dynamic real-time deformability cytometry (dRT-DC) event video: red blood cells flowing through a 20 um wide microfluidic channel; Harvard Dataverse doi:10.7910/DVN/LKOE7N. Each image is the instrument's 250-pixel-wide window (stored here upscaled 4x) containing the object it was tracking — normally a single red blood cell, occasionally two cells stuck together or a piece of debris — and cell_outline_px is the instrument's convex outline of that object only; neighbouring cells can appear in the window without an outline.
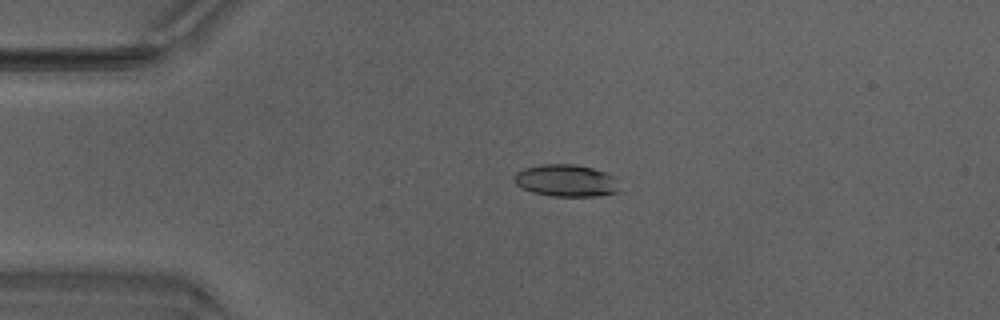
{"species": "Egyptian fruit bat (a non-hibernating species)", "species_latin": "Rousettus aegyptiacus", "temperature_condition": "warm", "stored_images_in_passage": 45, "camera_frame_rate_fps": 3000, "um_per_image_px": 0.085, "animal": {"sex": "male"}, "frame": {"image": 1, "passage_image": 10, "time_ms": 3.0, "image_size_px": [1000, 320], "cell_outline_px": [[620, 192], [596, 196], [552, 196], [532, 192], [516, 184], [512, 180], [512, 176], [516, 172], [524, 168], [540, 164], [576, 164], [592, 168], [616, 176], [620, 188]], "centroid_in_image_um": [48.13, 15.34], "position_along_channel_um": 36.9, "area_um2": 20.0}}
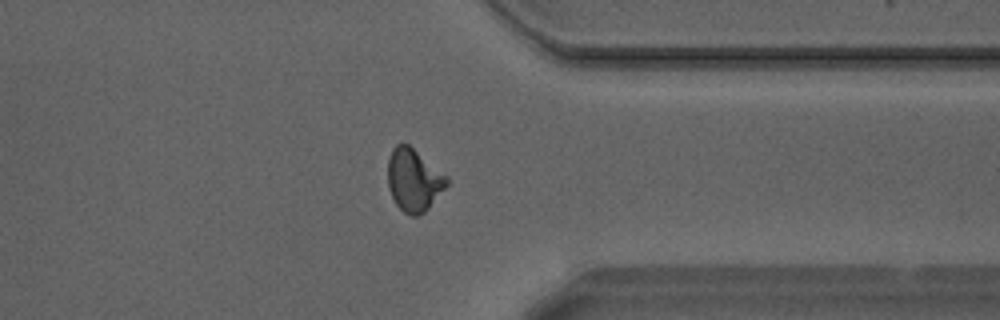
{"frame": {"image": 2, "passage_image": 37, "time_ms": 12.0, "image_size_px": [1000, 320], "cell_outline_px": [[448, 184], [428, 208], [424, 212], [416, 216], [412, 216], [404, 212], [396, 204], [388, 188], [388, 160], [392, 148], [396, 144], [408, 144], [448, 176]], "centroid_in_image_um": [35.16, 15.29], "position_along_channel_um": 376.2, "area_um2": 21.33}}
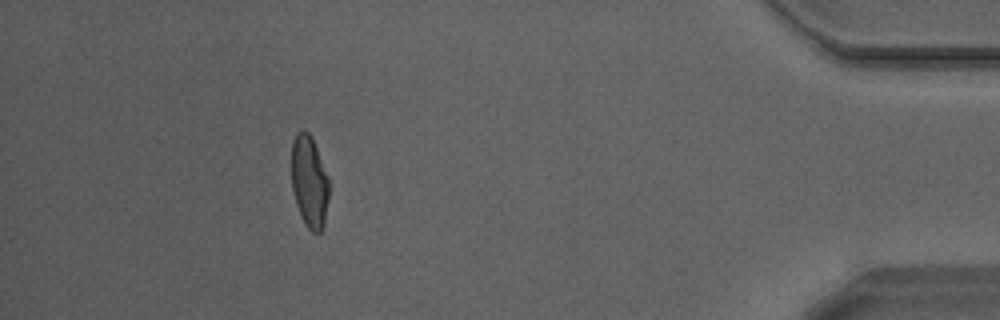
{"frame": {"image": 3, "passage_image": 43, "time_ms": 14.0, "image_size_px": [1000, 320], "cell_outline_px": [[328, 200], [324, 224], [320, 232], [312, 232], [304, 224], [300, 216], [296, 204], [292, 188], [292, 140], [296, 132], [300, 128], [304, 128], [312, 136], [328, 176]], "centroid_in_image_um": [26.28, 15.4], "position_along_channel_um": 408.9, "area_um2": 20.35}}